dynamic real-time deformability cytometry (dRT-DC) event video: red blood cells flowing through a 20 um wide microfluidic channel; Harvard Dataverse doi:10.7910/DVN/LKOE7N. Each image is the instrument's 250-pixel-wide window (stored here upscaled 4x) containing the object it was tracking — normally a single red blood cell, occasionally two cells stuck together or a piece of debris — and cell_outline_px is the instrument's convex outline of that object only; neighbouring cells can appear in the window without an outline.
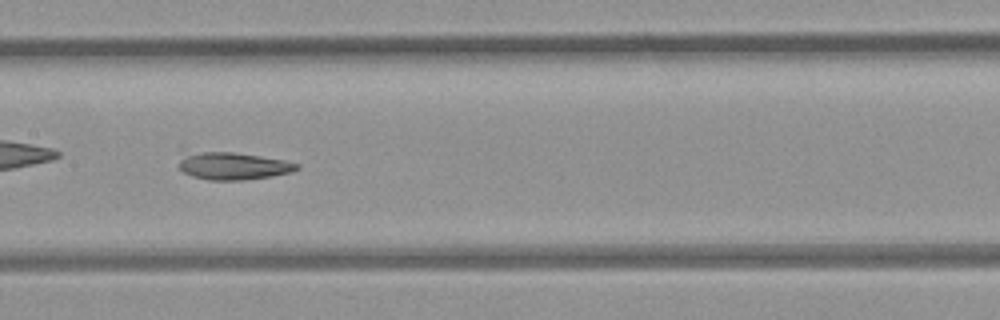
{"species": "common noctule bat (a hibernating species)", "species_latin": "Nyctalus noctula", "temperature_condition": "room temperature", "stored_images_in_passage": 37, "camera_frame_rate_fps": 3000, "um_per_image_px": 0.085, "animal": {"sex": "female", "body_mass_g": 21.9}, "frame": {"image": 1, "passage_image": 11, "time_ms": 3.333, "image_size_px": [1000, 320], "cell_outline_px": [[300, 168], [292, 172], [272, 176], [244, 180], [208, 180], [192, 176], [184, 172], [180, 168], [180, 160], [188, 156], [204, 152], [232, 152], [260, 156], [284, 160], [300, 164]], "centroid_in_image_um": [19.92, 14.13], "position_along_channel_um": 187.5, "area_um2": 18.38}, "authors_computed_cell_mechanics": {"area_um2": 19.3052, "velocity_mm_per_s": 3.9497, "shape_relaxation_time_tau1_ms": 10.4857, "shape_relaxation_time_tau2_ms": 3.9142, "deformation_change_tau1": 0.2234, "deformation_change_tau2": 0.1044}}